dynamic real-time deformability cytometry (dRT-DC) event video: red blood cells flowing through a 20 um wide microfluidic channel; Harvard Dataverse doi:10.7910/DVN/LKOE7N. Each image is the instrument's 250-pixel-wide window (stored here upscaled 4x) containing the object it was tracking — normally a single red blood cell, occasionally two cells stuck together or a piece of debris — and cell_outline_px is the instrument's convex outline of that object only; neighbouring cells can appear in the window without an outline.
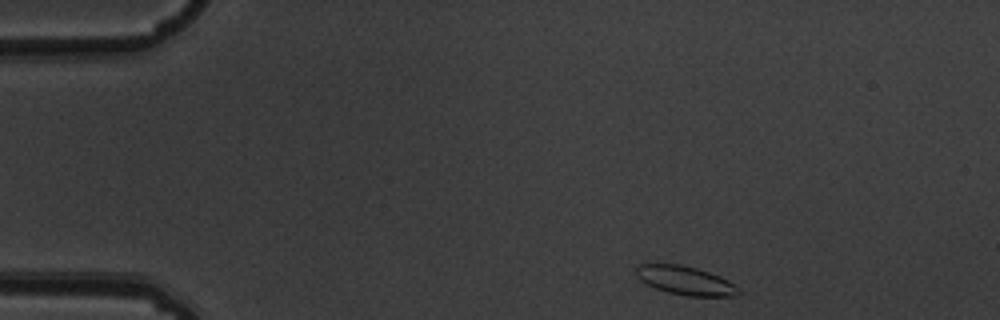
{"species": "common noctule bat (a hibernating species)", "species_latin": "Nyctalus noctula", "temperature_condition": "warm", "stored_images_in_passage": 4, "camera_frame_rate_fps": 3000, "um_per_image_px": 0.085, "animal": {"sex": "male", "body_mass_g": 19.5, "forearm_length_mm": 54.6}, "frame": {"image": 1, "passage_image": 1, "time_ms": 0.0, "image_size_px": [1000, 320], "cell_outline_px": [[744, 292], [736, 296], [688, 296], [668, 292], [656, 288], [640, 280], [636, 276], [636, 268], [640, 264], [680, 264], [696, 268], [720, 276], [728, 280], [740, 288]], "centroid_in_image_um": [58.31, 23.85], "position_along_channel_um": 26.7, "area_um2": 17.17}}
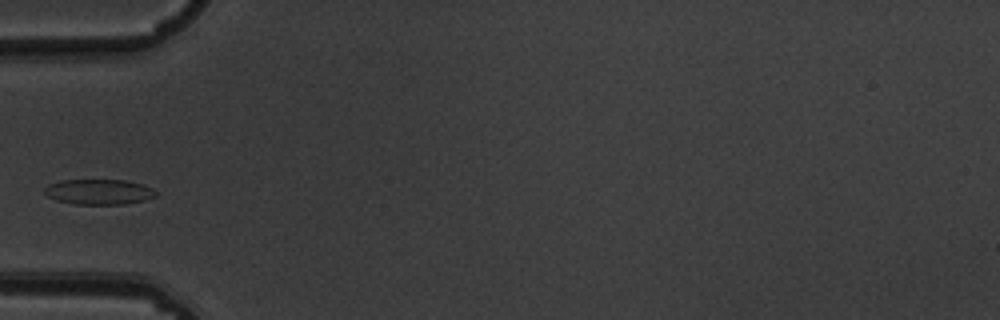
{"frame": {"image": 2, "passage_image": 4, "time_ms": 1.0, "image_size_px": [1000, 320], "cell_outline_px": [[156, 196], [144, 200], [124, 204], [72, 204], [56, 200], [48, 196], [44, 192], [44, 188], [48, 184], [60, 180], [124, 180], [144, 184], [152, 188], [156, 192]], "centroid_in_image_um": [8.39, 16.3], "position_along_channel_um": 76.6, "area_um2": 16.47}}